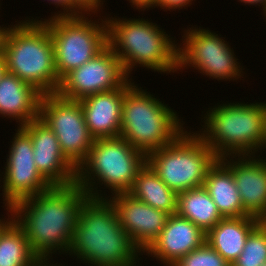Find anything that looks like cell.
I'll return each mask as SVG.
<instances>
[{"mask_svg":"<svg viewBox=\"0 0 266 266\" xmlns=\"http://www.w3.org/2000/svg\"><path fill=\"white\" fill-rule=\"evenodd\" d=\"M86 197L76 183L52 186L45 192L17 201L10 207V216L24 231L35 255L40 260L52 261L55 253L68 254Z\"/></svg>","mask_w":266,"mask_h":266,"instance_id":"1","label":"cell"},{"mask_svg":"<svg viewBox=\"0 0 266 266\" xmlns=\"http://www.w3.org/2000/svg\"><path fill=\"white\" fill-rule=\"evenodd\" d=\"M68 255L88 266H140L142 259L112 201L88 196L82 202Z\"/></svg>","mask_w":266,"mask_h":266,"instance_id":"2","label":"cell"},{"mask_svg":"<svg viewBox=\"0 0 266 266\" xmlns=\"http://www.w3.org/2000/svg\"><path fill=\"white\" fill-rule=\"evenodd\" d=\"M108 16H105L108 46L121 60L129 77L137 66L161 74L179 73V42L176 44L175 37L148 19Z\"/></svg>","mask_w":266,"mask_h":266,"instance_id":"3","label":"cell"},{"mask_svg":"<svg viewBox=\"0 0 266 266\" xmlns=\"http://www.w3.org/2000/svg\"><path fill=\"white\" fill-rule=\"evenodd\" d=\"M28 19L6 26L2 40L6 72L16 75L42 94L57 93L61 80L56 71L49 28L36 17Z\"/></svg>","mask_w":266,"mask_h":266,"instance_id":"4","label":"cell"},{"mask_svg":"<svg viewBox=\"0 0 266 266\" xmlns=\"http://www.w3.org/2000/svg\"><path fill=\"white\" fill-rule=\"evenodd\" d=\"M249 103H217L201 115L204 124L196 134L218 159L255 155L263 150L266 102Z\"/></svg>","mask_w":266,"mask_h":266,"instance_id":"5","label":"cell"},{"mask_svg":"<svg viewBox=\"0 0 266 266\" xmlns=\"http://www.w3.org/2000/svg\"><path fill=\"white\" fill-rule=\"evenodd\" d=\"M130 80L125 83L120 137L147 156L175 141L186 130L185 122L168 104Z\"/></svg>","mask_w":266,"mask_h":266,"instance_id":"6","label":"cell"},{"mask_svg":"<svg viewBox=\"0 0 266 266\" xmlns=\"http://www.w3.org/2000/svg\"><path fill=\"white\" fill-rule=\"evenodd\" d=\"M146 162L147 156L124 138L96 139L77 168L76 184L93 198H109L110 194L98 189L99 185H105L103 189L108 188L110 196L127 193Z\"/></svg>","mask_w":266,"mask_h":266,"instance_id":"7","label":"cell"},{"mask_svg":"<svg viewBox=\"0 0 266 266\" xmlns=\"http://www.w3.org/2000/svg\"><path fill=\"white\" fill-rule=\"evenodd\" d=\"M217 159L196 131L188 130L169 145L147 155V163L177 194L203 186L209 168Z\"/></svg>","mask_w":266,"mask_h":266,"instance_id":"8","label":"cell"},{"mask_svg":"<svg viewBox=\"0 0 266 266\" xmlns=\"http://www.w3.org/2000/svg\"><path fill=\"white\" fill-rule=\"evenodd\" d=\"M90 14L52 16L41 21L49 28L53 41L55 66L61 80L71 70L91 60L107 45L105 16L93 20Z\"/></svg>","mask_w":266,"mask_h":266,"instance_id":"9","label":"cell"},{"mask_svg":"<svg viewBox=\"0 0 266 266\" xmlns=\"http://www.w3.org/2000/svg\"><path fill=\"white\" fill-rule=\"evenodd\" d=\"M183 29L182 43L178 44L179 72L194 67L200 74L218 81L242 80L245 68L237 62L239 59L224 37L196 25Z\"/></svg>","mask_w":266,"mask_h":266,"instance_id":"10","label":"cell"},{"mask_svg":"<svg viewBox=\"0 0 266 266\" xmlns=\"http://www.w3.org/2000/svg\"><path fill=\"white\" fill-rule=\"evenodd\" d=\"M39 118L57 136L62 154L77 169L94 143L80 101L61 97L58 93L43 94Z\"/></svg>","mask_w":266,"mask_h":266,"instance_id":"11","label":"cell"},{"mask_svg":"<svg viewBox=\"0 0 266 266\" xmlns=\"http://www.w3.org/2000/svg\"><path fill=\"white\" fill-rule=\"evenodd\" d=\"M15 131L6 156L3 176L0 175L3 204L8 211L6 215L10 214V207L17 201L40 194L52 187L36 168L30 135L21 126Z\"/></svg>","mask_w":266,"mask_h":266,"instance_id":"12","label":"cell"},{"mask_svg":"<svg viewBox=\"0 0 266 266\" xmlns=\"http://www.w3.org/2000/svg\"><path fill=\"white\" fill-rule=\"evenodd\" d=\"M129 78L121 60L107 45L91 60L67 73L61 79L57 93L79 101L99 92L120 88Z\"/></svg>","mask_w":266,"mask_h":266,"instance_id":"13","label":"cell"},{"mask_svg":"<svg viewBox=\"0 0 266 266\" xmlns=\"http://www.w3.org/2000/svg\"><path fill=\"white\" fill-rule=\"evenodd\" d=\"M31 137L33 160L41 176L51 186L76 183L77 169L65 158L54 132L40 119L21 126Z\"/></svg>","mask_w":266,"mask_h":266,"instance_id":"14","label":"cell"},{"mask_svg":"<svg viewBox=\"0 0 266 266\" xmlns=\"http://www.w3.org/2000/svg\"><path fill=\"white\" fill-rule=\"evenodd\" d=\"M109 197L122 228L143 253L161 233L169 214L151 207L128 192Z\"/></svg>","mask_w":266,"mask_h":266,"instance_id":"15","label":"cell"},{"mask_svg":"<svg viewBox=\"0 0 266 266\" xmlns=\"http://www.w3.org/2000/svg\"><path fill=\"white\" fill-rule=\"evenodd\" d=\"M255 156H227L220 160L234 176L244 210L266 221V158Z\"/></svg>","mask_w":266,"mask_h":266,"instance_id":"16","label":"cell"},{"mask_svg":"<svg viewBox=\"0 0 266 266\" xmlns=\"http://www.w3.org/2000/svg\"><path fill=\"white\" fill-rule=\"evenodd\" d=\"M206 242V233L177 213L169 215L165 227L142 253L156 258L163 266H172L180 258Z\"/></svg>","mask_w":266,"mask_h":266,"instance_id":"17","label":"cell"},{"mask_svg":"<svg viewBox=\"0 0 266 266\" xmlns=\"http://www.w3.org/2000/svg\"><path fill=\"white\" fill-rule=\"evenodd\" d=\"M124 95L125 84L79 100L85 123L94 140L120 137Z\"/></svg>","mask_w":266,"mask_h":266,"instance_id":"18","label":"cell"},{"mask_svg":"<svg viewBox=\"0 0 266 266\" xmlns=\"http://www.w3.org/2000/svg\"><path fill=\"white\" fill-rule=\"evenodd\" d=\"M42 95L34 86L5 72L0 79V116L25 125L39 118Z\"/></svg>","mask_w":266,"mask_h":266,"instance_id":"19","label":"cell"},{"mask_svg":"<svg viewBox=\"0 0 266 266\" xmlns=\"http://www.w3.org/2000/svg\"><path fill=\"white\" fill-rule=\"evenodd\" d=\"M260 222L253 216L223 218L206 233V243L232 265L242 253L248 235Z\"/></svg>","mask_w":266,"mask_h":266,"instance_id":"20","label":"cell"},{"mask_svg":"<svg viewBox=\"0 0 266 266\" xmlns=\"http://www.w3.org/2000/svg\"><path fill=\"white\" fill-rule=\"evenodd\" d=\"M203 186L223 218L250 216L243 208L231 170L220 159L209 168Z\"/></svg>","mask_w":266,"mask_h":266,"instance_id":"21","label":"cell"},{"mask_svg":"<svg viewBox=\"0 0 266 266\" xmlns=\"http://www.w3.org/2000/svg\"><path fill=\"white\" fill-rule=\"evenodd\" d=\"M128 193L169 215L177 213L178 194L158 177L147 162L138 172Z\"/></svg>","mask_w":266,"mask_h":266,"instance_id":"22","label":"cell"},{"mask_svg":"<svg viewBox=\"0 0 266 266\" xmlns=\"http://www.w3.org/2000/svg\"><path fill=\"white\" fill-rule=\"evenodd\" d=\"M7 217L0 218V266H36L40 259L24 231L9 214Z\"/></svg>","mask_w":266,"mask_h":266,"instance_id":"23","label":"cell"},{"mask_svg":"<svg viewBox=\"0 0 266 266\" xmlns=\"http://www.w3.org/2000/svg\"><path fill=\"white\" fill-rule=\"evenodd\" d=\"M177 214L207 233L223 219L204 186L178 193Z\"/></svg>","mask_w":266,"mask_h":266,"instance_id":"24","label":"cell"},{"mask_svg":"<svg viewBox=\"0 0 266 266\" xmlns=\"http://www.w3.org/2000/svg\"><path fill=\"white\" fill-rule=\"evenodd\" d=\"M266 261V221H261L248 235L239 257L231 266H262Z\"/></svg>","mask_w":266,"mask_h":266,"instance_id":"25","label":"cell"},{"mask_svg":"<svg viewBox=\"0 0 266 266\" xmlns=\"http://www.w3.org/2000/svg\"><path fill=\"white\" fill-rule=\"evenodd\" d=\"M172 266H231V264L205 242Z\"/></svg>","mask_w":266,"mask_h":266,"instance_id":"26","label":"cell"},{"mask_svg":"<svg viewBox=\"0 0 266 266\" xmlns=\"http://www.w3.org/2000/svg\"><path fill=\"white\" fill-rule=\"evenodd\" d=\"M82 14L100 13L105 0H69ZM98 9V10H97ZM93 13V14H92Z\"/></svg>","mask_w":266,"mask_h":266,"instance_id":"27","label":"cell"},{"mask_svg":"<svg viewBox=\"0 0 266 266\" xmlns=\"http://www.w3.org/2000/svg\"><path fill=\"white\" fill-rule=\"evenodd\" d=\"M46 1V0H45ZM50 1V4L59 6L62 10L57 13L54 12L55 16H76L81 15L82 13L69 1V0H47Z\"/></svg>","mask_w":266,"mask_h":266,"instance_id":"28","label":"cell"},{"mask_svg":"<svg viewBox=\"0 0 266 266\" xmlns=\"http://www.w3.org/2000/svg\"><path fill=\"white\" fill-rule=\"evenodd\" d=\"M193 0H157L156 5L153 8L160 7L167 12L171 10L176 11V9H183V7H188L192 5Z\"/></svg>","mask_w":266,"mask_h":266,"instance_id":"29","label":"cell"},{"mask_svg":"<svg viewBox=\"0 0 266 266\" xmlns=\"http://www.w3.org/2000/svg\"><path fill=\"white\" fill-rule=\"evenodd\" d=\"M129 1V3L131 4V6L134 8V9H138L140 11L143 10L146 11L149 10L150 8L153 9V7L156 5V2L157 0H127Z\"/></svg>","mask_w":266,"mask_h":266,"instance_id":"30","label":"cell"},{"mask_svg":"<svg viewBox=\"0 0 266 266\" xmlns=\"http://www.w3.org/2000/svg\"><path fill=\"white\" fill-rule=\"evenodd\" d=\"M240 3H245V4H248V5H258L260 7H262L263 9V12L264 10L266 9V0H238Z\"/></svg>","mask_w":266,"mask_h":266,"instance_id":"31","label":"cell"},{"mask_svg":"<svg viewBox=\"0 0 266 266\" xmlns=\"http://www.w3.org/2000/svg\"><path fill=\"white\" fill-rule=\"evenodd\" d=\"M6 72V62L3 53H0V79Z\"/></svg>","mask_w":266,"mask_h":266,"instance_id":"32","label":"cell"},{"mask_svg":"<svg viewBox=\"0 0 266 266\" xmlns=\"http://www.w3.org/2000/svg\"><path fill=\"white\" fill-rule=\"evenodd\" d=\"M50 261H51V260H40V261L37 263L36 266H61V265H62V263L57 265V263H56V264H53L54 261H53L52 263H51ZM62 266H64V265H62ZM66 266H67V265H66Z\"/></svg>","mask_w":266,"mask_h":266,"instance_id":"33","label":"cell"},{"mask_svg":"<svg viewBox=\"0 0 266 266\" xmlns=\"http://www.w3.org/2000/svg\"><path fill=\"white\" fill-rule=\"evenodd\" d=\"M5 30H6V26L2 27L0 26V37H3L4 33H5Z\"/></svg>","mask_w":266,"mask_h":266,"instance_id":"34","label":"cell"},{"mask_svg":"<svg viewBox=\"0 0 266 266\" xmlns=\"http://www.w3.org/2000/svg\"><path fill=\"white\" fill-rule=\"evenodd\" d=\"M266 149V117H265V136H264V144H263V149Z\"/></svg>","mask_w":266,"mask_h":266,"instance_id":"35","label":"cell"},{"mask_svg":"<svg viewBox=\"0 0 266 266\" xmlns=\"http://www.w3.org/2000/svg\"><path fill=\"white\" fill-rule=\"evenodd\" d=\"M2 40H3V37H0V53L2 52Z\"/></svg>","mask_w":266,"mask_h":266,"instance_id":"36","label":"cell"},{"mask_svg":"<svg viewBox=\"0 0 266 266\" xmlns=\"http://www.w3.org/2000/svg\"><path fill=\"white\" fill-rule=\"evenodd\" d=\"M264 18H266V9L263 12Z\"/></svg>","mask_w":266,"mask_h":266,"instance_id":"37","label":"cell"}]
</instances>
